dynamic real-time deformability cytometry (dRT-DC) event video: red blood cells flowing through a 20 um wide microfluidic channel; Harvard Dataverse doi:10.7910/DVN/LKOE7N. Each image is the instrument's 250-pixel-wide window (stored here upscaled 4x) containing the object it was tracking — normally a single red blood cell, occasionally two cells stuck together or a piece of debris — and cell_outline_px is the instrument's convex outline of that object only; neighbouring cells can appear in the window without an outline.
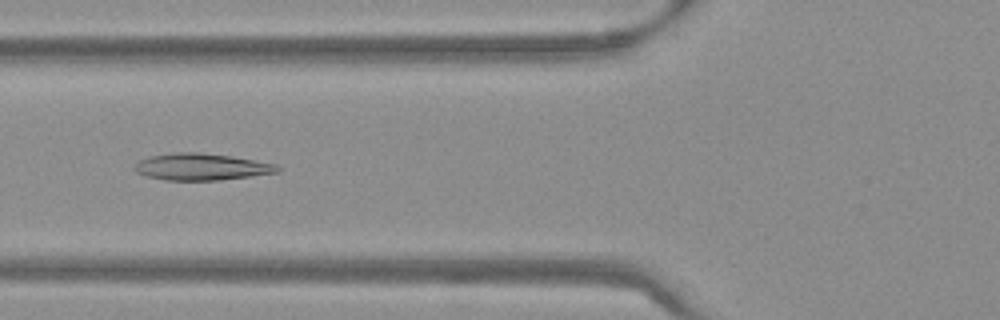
{"species": "Egyptian fruit bat (a non-hibernating species)", "species_latin": "Rousettus aegyptiacus", "temperature_condition": "warm", "stored_images_in_passage": 37, "camera_frame_rate_fps": 3000, "um_per_image_px": 0.085, "frame": {"image": 1, "passage_image": 4, "time_ms": 1.0, "image_size_px": [1000, 320], "cell_outline_px": [[280, 172], [252, 176], [220, 180], [164, 180], [148, 176], [136, 172], [132, 168], [140, 160], [152, 156], [176, 152], [200, 152], [232, 156], [276, 164], [280, 168]], "centroid_in_image_um": [17.14, 14.18], "position_along_channel_um": 108.7, "area_um2": 22.25}}
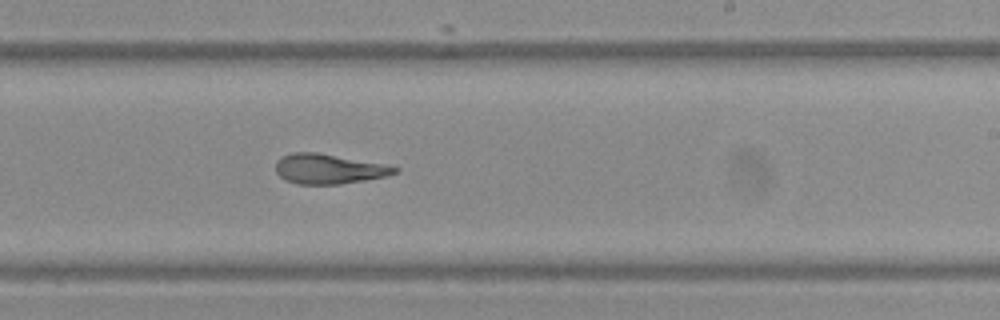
{"frame": {"image": 2, "passage_image": 16, "time_ms": 5.0, "image_size_px": [1000, 320], "cell_outline_px": [[400, 172], [388, 176], [340, 184], [296, 184], [284, 180], [276, 172], [276, 160], [292, 152], [316, 152], [388, 164], [400, 168]], "centroid_in_image_um": [27.99, 14.36], "position_along_channel_um": 261.0, "area_um2": 20.98}}
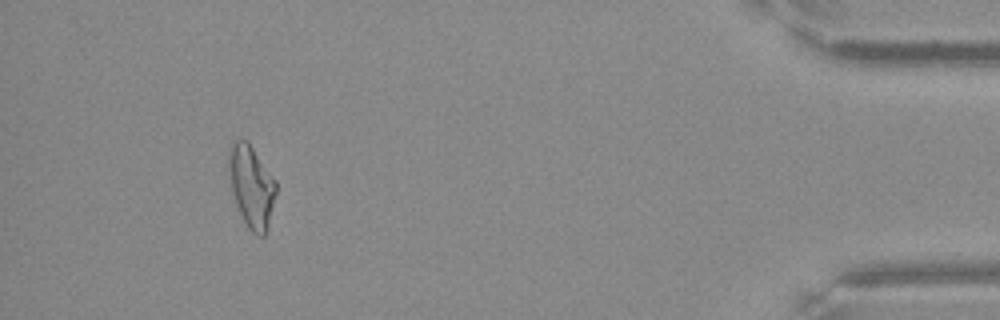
{"frame": {"image": 3, "passage_image": 33, "time_ms": 10.667, "image_size_px": [1000, 320], "cell_outline_px": [[276, 192], [268, 228], [264, 236], [256, 236], [248, 228], [236, 204], [232, 192], [228, 168], [228, 152], [232, 140], [248, 140], [276, 180]], "centroid_in_image_um": [21.37, 15.81], "position_along_channel_um": 413.8, "area_um2": 22.77}, "authors_computed_cell_mechanics": {"area_um2": 21.5016, "velocity_mm_per_s": 3.8051, "shape_relaxation_time_tau1_ms": null, "shape_relaxation_time_tau2_ms": 3.0735, "deformation_change_tau1": null, "deformation_change_tau2": 0.102}}